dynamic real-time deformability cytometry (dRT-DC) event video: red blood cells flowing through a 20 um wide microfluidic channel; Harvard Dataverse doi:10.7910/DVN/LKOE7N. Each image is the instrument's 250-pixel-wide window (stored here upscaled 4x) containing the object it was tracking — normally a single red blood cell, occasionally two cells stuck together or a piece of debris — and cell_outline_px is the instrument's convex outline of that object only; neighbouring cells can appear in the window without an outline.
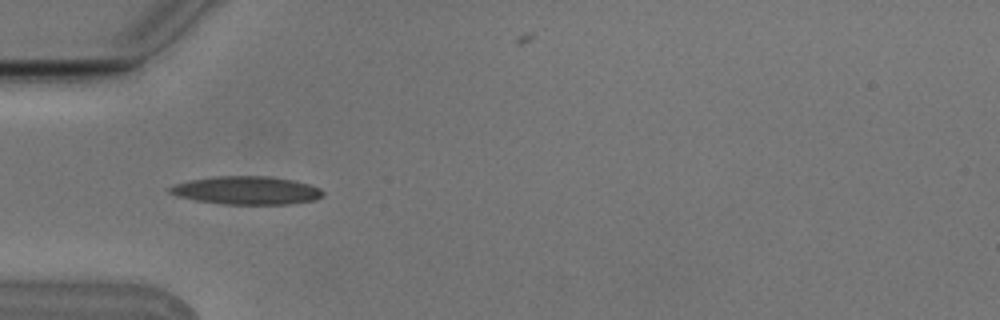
{"species": "Egyptian fruit bat (a non-hibernating species)", "species_latin": "Rousettus aegyptiacus", "temperature_condition": "cold", "stored_images_in_passage": 5, "camera_frame_rate_fps": 3000, "um_per_image_px": 0.085, "animal": {"sex": "male"}, "frame": {"image": 1, "passage_image": 4, "time_ms": 1.0, "image_size_px": [1000, 320], "cell_outline_px": [[324, 196], [316, 200], [288, 204], [224, 204], [196, 200], [176, 196], [168, 192], [168, 188], [176, 184], [188, 180], [212, 176], [268, 176], [296, 180], [320, 188], [324, 192]], "centroid_in_image_um": [20.98, 16.18], "position_along_channel_um": 64.0, "area_um2": 25.32}}